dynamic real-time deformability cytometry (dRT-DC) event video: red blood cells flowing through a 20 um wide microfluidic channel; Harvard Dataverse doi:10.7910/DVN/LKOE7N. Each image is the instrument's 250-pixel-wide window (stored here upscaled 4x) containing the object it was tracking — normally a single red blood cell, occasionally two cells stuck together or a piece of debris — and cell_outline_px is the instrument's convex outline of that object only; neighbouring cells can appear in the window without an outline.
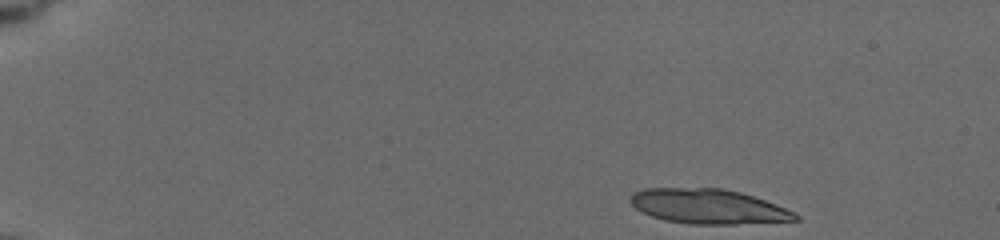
{"species": "common noctule bat (a hibernating species)", "species_latin": "Nyctalus noctula", "temperature_condition": "cold", "stored_images_in_passage": 47, "segment_of_instrument_passage": [1, 2], "camera_frame_rate_fps": 3000, "um_per_image_px": 0.085, "animal": {"sex": "female", "body_mass_g": 19.5, "forearm_length_mm": 54.1}, "frame": {"image": 1, "passage_image": 1, "time_ms": 0.0, "image_size_px": [1000, 240], "cell_outline_px": [[800, 220], [736, 224], [688, 224], [664, 220], [652, 216], [636, 208], [628, 200], [632, 192], [644, 188], [724, 188], [740, 192], [776, 204], [796, 212], [800, 216]], "centroid_in_image_um": [60.21, 17.55], "position_along_channel_um": 24.8, "area_um2": 33.52}}